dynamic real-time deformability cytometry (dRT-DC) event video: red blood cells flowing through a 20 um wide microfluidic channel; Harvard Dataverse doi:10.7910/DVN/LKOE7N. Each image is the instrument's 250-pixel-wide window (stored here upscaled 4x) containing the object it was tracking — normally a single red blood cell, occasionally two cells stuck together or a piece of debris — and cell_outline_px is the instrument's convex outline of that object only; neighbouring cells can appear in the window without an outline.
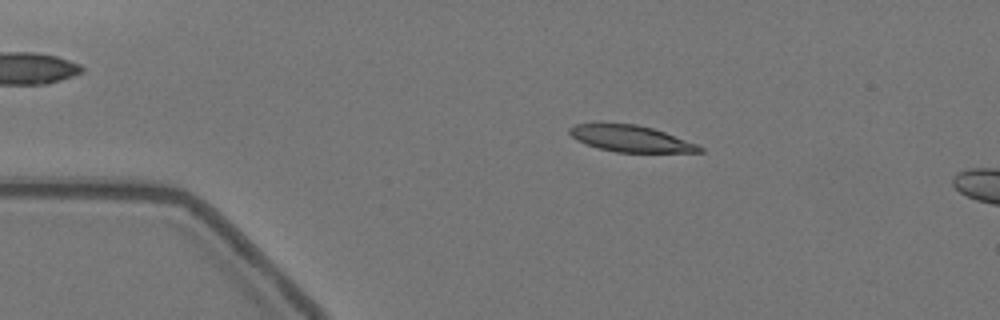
{"species": "Egyptian fruit bat (a non-hibernating species)", "species_latin": "Rousettus aegyptiacus", "temperature_condition": "warm", "stored_images_in_passage": 14, "camera_frame_rate_fps": 3000, "um_per_image_px": 0.085, "animal": {"sex": "female"}, "frame": {"image": 1, "passage_image": 10, "time_ms": 3.0, "image_size_px": [1000, 320], "cell_outline_px": [[704, 152], [616, 152], [600, 148], [576, 140], [568, 132], [568, 128], [576, 124], [600, 120], [636, 124], [652, 128], [664, 132], [696, 144], [704, 148]], "centroid_in_image_um": [53.52, 11.73], "position_along_channel_um": 31.5, "area_um2": 20.46}}